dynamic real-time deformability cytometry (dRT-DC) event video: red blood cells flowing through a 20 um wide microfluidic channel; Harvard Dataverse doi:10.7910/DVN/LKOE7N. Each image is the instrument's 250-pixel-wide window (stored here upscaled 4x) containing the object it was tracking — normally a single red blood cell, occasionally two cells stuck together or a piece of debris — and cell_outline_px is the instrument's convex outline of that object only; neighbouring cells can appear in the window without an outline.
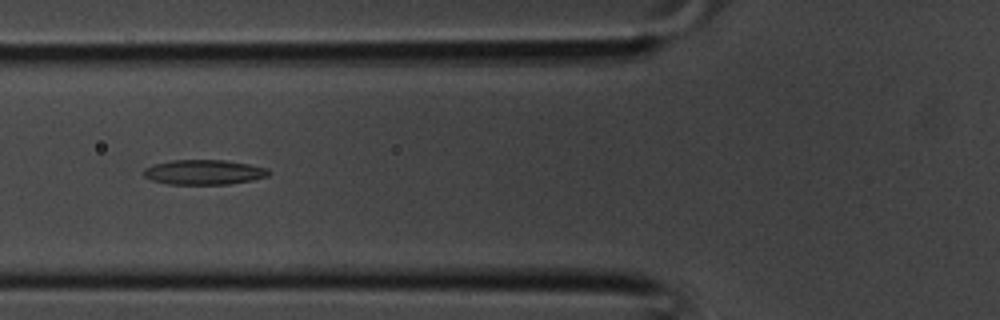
{"species": "common noctule bat (a hibernating species)", "species_latin": "Nyctalus noctula", "temperature_condition": "room temperature", "stored_images_in_passage": 26, "camera_frame_rate_fps": 3000, "um_per_image_px": 0.085, "animal": {"sex": "male", "body_mass_g": 20.1, "forearm_length_mm": 53.5}, "frame": {"image": 1, "passage_image": 3, "time_ms": 0.667, "image_size_px": [1000, 320], "cell_outline_px": [[272, 172], [268, 176], [252, 180], [228, 184], [168, 184], [152, 180], [144, 176], [144, 168], [152, 164], [172, 160], [224, 160], [248, 164], [268, 168]], "centroid_in_image_um": [17.34, 14.63], "position_along_channel_um": 108.5, "area_um2": 18.15}}
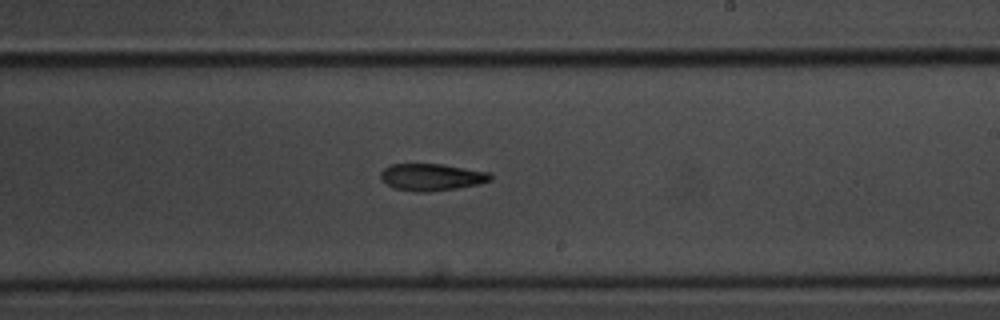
{"frame": {"image": 2, "passage_image": 11, "time_ms": 3.333, "image_size_px": [1000, 320], "cell_outline_px": [[492, 180], [480, 184], [456, 188], [428, 192], [416, 192], [392, 188], [380, 180], [380, 172], [388, 164], [444, 164], [492, 172]], "centroid_in_image_um": [36.69, 15.05], "position_along_channel_um": 252.3, "area_um2": 17.69}}
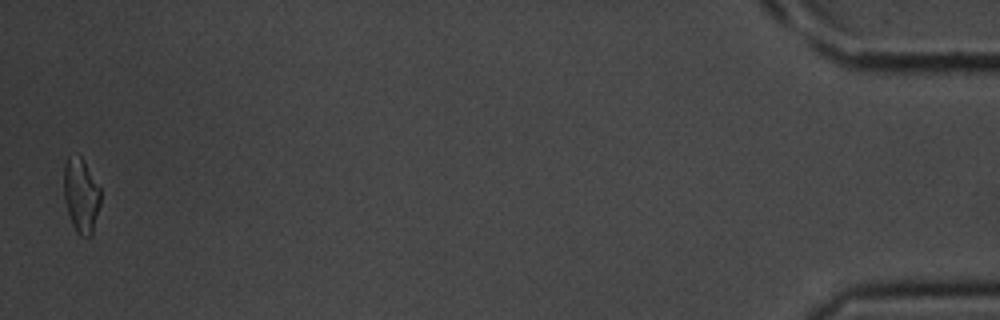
{"frame": {"image": 3, "passage_image": 26, "time_ms": 8.333, "image_size_px": [1000, 320], "cell_outline_px": [[100, 204], [92, 236], [80, 236], [76, 232], [72, 224], [68, 212], [64, 196], [64, 164], [68, 156], [80, 156], [84, 160], [100, 188]], "centroid_in_image_um": [6.9, 16.62], "position_along_channel_um": 428.3, "area_um2": 15.9}}